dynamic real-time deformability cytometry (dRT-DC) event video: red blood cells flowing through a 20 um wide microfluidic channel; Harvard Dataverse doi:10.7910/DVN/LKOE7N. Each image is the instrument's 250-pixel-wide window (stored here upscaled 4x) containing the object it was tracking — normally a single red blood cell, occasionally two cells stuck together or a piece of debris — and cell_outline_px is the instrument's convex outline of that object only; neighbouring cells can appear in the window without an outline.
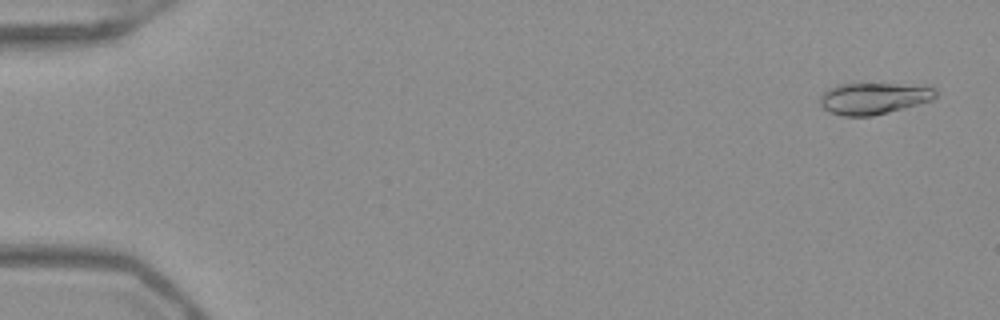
{"species": "Egyptian fruit bat (a non-hibernating species)", "species_latin": "Rousettus aegyptiacus", "temperature_condition": "warm", "stored_images_in_passage": 52, "camera_frame_rate_fps": 3000, "um_per_image_px": 0.085, "frame": {"image": 1, "passage_image": 3, "time_ms": 0.667, "image_size_px": [1000, 320], "cell_outline_px": [[936, 96], [932, 100], [904, 108], [872, 116], [844, 116], [832, 112], [824, 108], [820, 104], [820, 96], [824, 92], [840, 84], [896, 84], [936, 88]], "centroid_in_image_um": [74.26, 8.37], "position_along_channel_um": 10.7, "area_um2": 20.81}}
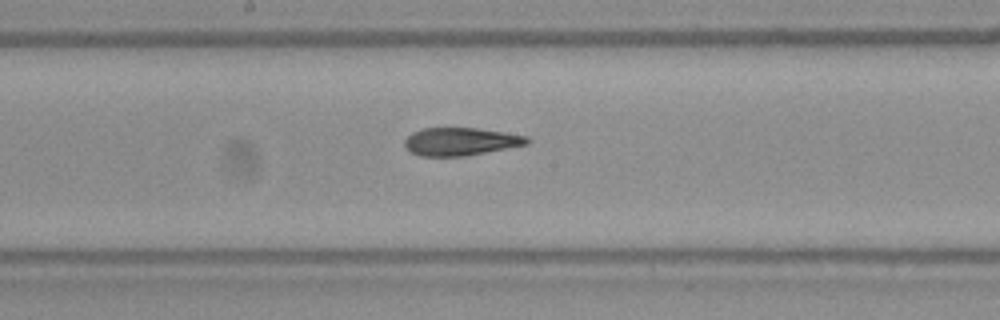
{"frame": {"image": 2, "passage_image": 29, "time_ms": 9.333, "image_size_px": [1000, 320], "cell_outline_px": [[532, 140], [528, 144], [464, 156], [420, 156], [408, 152], [404, 148], [404, 140], [412, 132], [424, 128], [476, 128], [504, 132], [528, 136]], "centroid_in_image_um": [39.12, 12.03], "position_along_channel_um": 209.1, "area_um2": 20.0}}
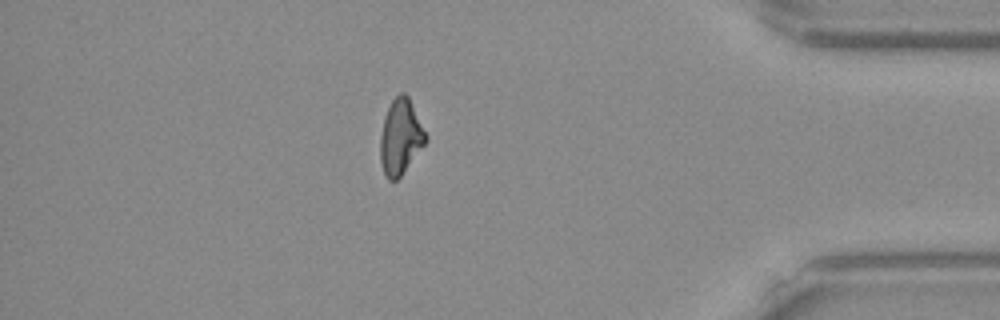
{"frame": {"image": 3, "passage_image": 46, "time_ms": 15.0, "image_size_px": [1000, 320], "cell_outline_px": [[428, 140], [400, 176], [396, 180], [388, 180], [384, 172], [380, 160], [380, 136], [384, 116], [392, 100], [400, 92], [404, 92], [408, 96], [428, 136]], "centroid_in_image_um": [34.04, 11.62], "position_along_channel_um": 401.2, "area_um2": 19.83}, "authors_computed_cell_mechanics": {"area_um2": 20.2878, "velocity_mm_per_s": 3.9951, "shape_relaxation_time_tau1_ms": null, "shape_relaxation_time_tau2_ms": 2.0558, "deformation_change_tau1": null, "deformation_change_tau2": 0.0944}}